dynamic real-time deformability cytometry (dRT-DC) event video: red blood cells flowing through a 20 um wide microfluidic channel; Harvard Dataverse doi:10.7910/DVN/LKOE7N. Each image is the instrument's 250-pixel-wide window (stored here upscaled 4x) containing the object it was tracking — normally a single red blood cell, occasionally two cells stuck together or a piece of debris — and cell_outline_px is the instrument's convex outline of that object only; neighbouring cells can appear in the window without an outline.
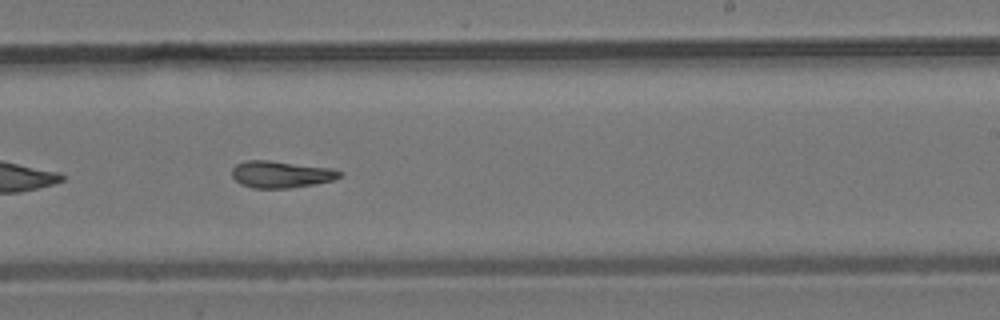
{"species": "common noctule bat (a hibernating species)", "species_latin": "Nyctalus noctula", "temperature_condition": "room temperature", "stored_images_in_passage": 39, "camera_frame_rate_fps": 3000, "um_per_image_px": 0.085, "animal": {"sex": "male", "body_mass_g": 19.2, "forearm_length_mm": 51.8}, "frame": {"image": 1, "passage_image": 17, "time_ms": 5.333, "image_size_px": [1000, 320], "cell_outline_px": [[344, 172], [340, 176], [332, 180], [316, 184], [288, 188], [252, 188], [240, 184], [232, 176], [232, 168], [236, 164], [244, 160], [268, 160], [332, 168]], "centroid_in_image_um": [23.87, 14.81], "position_along_channel_um": 265.1, "area_um2": 16.94}}